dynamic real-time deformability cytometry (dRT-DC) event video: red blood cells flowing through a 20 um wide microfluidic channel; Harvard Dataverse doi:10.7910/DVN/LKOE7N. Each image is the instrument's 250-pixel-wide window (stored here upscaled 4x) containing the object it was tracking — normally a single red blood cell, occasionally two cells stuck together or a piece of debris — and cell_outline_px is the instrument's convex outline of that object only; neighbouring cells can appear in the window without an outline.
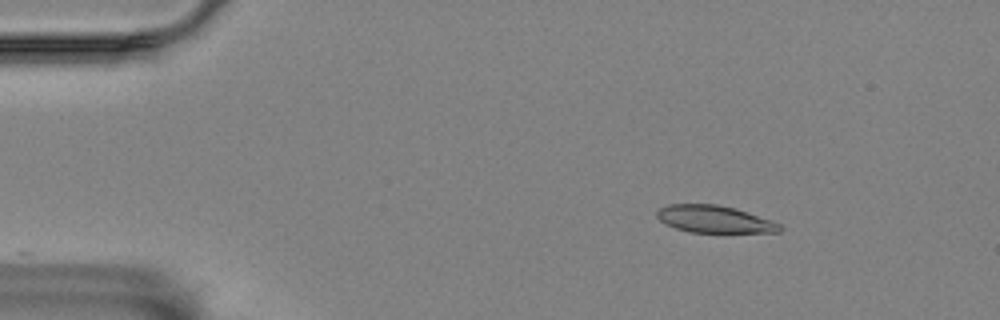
{"species": "Egyptian fruit bat (a non-hibernating species)", "species_latin": "Rousettus aegyptiacus", "temperature_condition": "room temperature", "stored_images_in_passage": 50, "camera_frame_rate_fps": 3000, "um_per_image_px": 0.085, "animal": {"sex": "female"}, "frame": {"image": 1, "passage_image": 2, "time_ms": 0.333, "image_size_px": [1000, 320], "cell_outline_px": [[784, 228], [780, 232], [692, 232], [676, 228], [660, 220], [656, 216], [656, 212], [660, 208], [668, 204], [716, 204], [732, 208], [780, 224]], "centroid_in_image_um": [60.68, 18.63], "position_along_channel_um": 24.3, "area_um2": 18.96}}
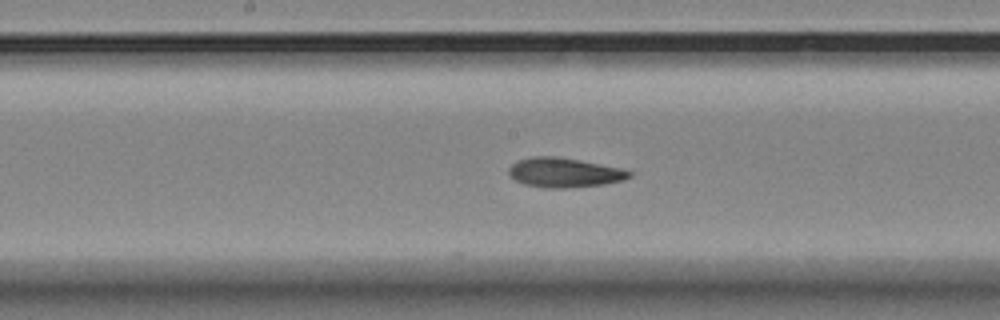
{"frame": {"image": 2, "passage_image": 23, "time_ms": 7.333, "image_size_px": [1000, 320], "cell_outline_px": [[632, 176], [620, 180], [604, 184], [564, 188], [544, 188], [524, 184], [516, 180], [508, 172], [508, 168], [516, 160], [532, 156], [556, 156], [616, 168], [632, 172]], "centroid_in_image_um": [47.87, 14.67], "position_along_channel_um": 200.3, "area_um2": 20.29}}
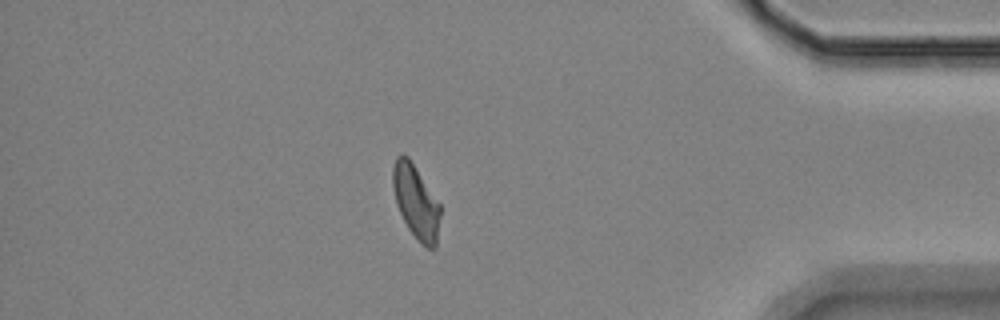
{"frame": {"image": 3, "passage_image": 43, "time_ms": 14.0, "image_size_px": [1000, 320], "cell_outline_px": [[440, 216], [436, 248], [428, 248], [408, 228], [396, 204], [392, 184], [392, 168], [396, 156], [400, 152], [408, 156], [440, 204]], "centroid_in_image_um": [35.34, 17.09], "position_along_channel_um": 399.9, "area_um2": 20.11}, "authors_computed_cell_mechanics": {"area_um2": 20.4034, "velocity_mm_per_s": 3.5031, "shape_relaxation_time_tau1_ms": null, "shape_relaxation_time_tau2_ms": 2.1716, "deformation_change_tau1": null, "deformation_change_tau2": 0.0875}}